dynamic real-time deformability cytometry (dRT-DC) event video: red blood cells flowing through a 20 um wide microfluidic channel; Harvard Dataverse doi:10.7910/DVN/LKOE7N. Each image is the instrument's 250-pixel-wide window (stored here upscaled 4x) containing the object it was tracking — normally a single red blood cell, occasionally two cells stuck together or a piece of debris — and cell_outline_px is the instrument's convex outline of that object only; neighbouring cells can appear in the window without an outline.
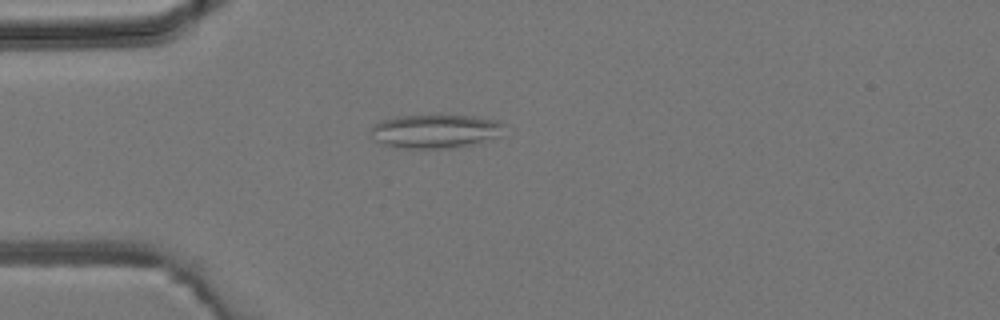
{"species": "common noctule bat (a hibernating species)", "species_latin": "Nyctalus noctula", "temperature_condition": "room temperature", "stored_images_in_passage": 3, "camera_frame_rate_fps": 3000, "um_per_image_px": 0.085, "animal": {"sex": "male", "body_mass_g": 19.2, "forearm_length_mm": 51.8}, "frame": {"image": 1, "passage_image": 2, "time_ms": 1.333, "image_size_px": [1000, 320], "cell_outline_px": [[504, 124], [492, 136], [472, 144], [452, 148], [396, 148], [384, 144], [376, 140], [372, 132], [372, 124], [380, 120], [404, 116], [472, 116], [500, 120]], "centroid_in_image_um": [36.9, 11.15], "position_along_channel_um": 48.1, "area_um2": 25.37}}